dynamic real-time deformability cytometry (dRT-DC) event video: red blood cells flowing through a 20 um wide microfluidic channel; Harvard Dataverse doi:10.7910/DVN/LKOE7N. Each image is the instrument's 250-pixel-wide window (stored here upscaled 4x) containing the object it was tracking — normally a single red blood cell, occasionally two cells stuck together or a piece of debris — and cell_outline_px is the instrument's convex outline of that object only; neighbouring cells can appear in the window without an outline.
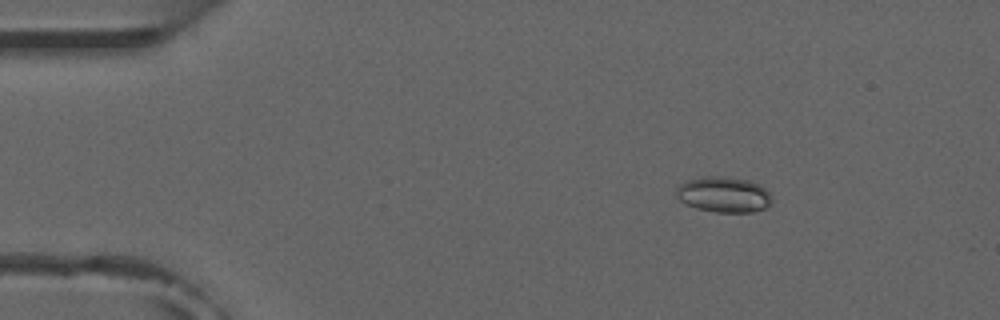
{"species": "common noctule bat (a hibernating species)", "species_latin": "Nyctalus noctula", "temperature_condition": "room temperature", "stored_images_in_passage": 5, "camera_frame_rate_fps": 3000, "um_per_image_px": 0.085, "animal": {"sex": "male", "forearm_length_mm": 52.5}, "frame": {"image": 1, "passage_image": 3, "time_ms": 2.0, "image_size_px": [1000, 320], "cell_outline_px": [[772, 200], [764, 208], [752, 212], [716, 212], [696, 208], [680, 200], [676, 196], [676, 188], [680, 184], [688, 180], [704, 176], [716, 176], [748, 180], [760, 184], [772, 192]], "centroid_in_image_um": [61.54, 16.53], "position_along_channel_um": 23.5, "area_um2": 19.83}}